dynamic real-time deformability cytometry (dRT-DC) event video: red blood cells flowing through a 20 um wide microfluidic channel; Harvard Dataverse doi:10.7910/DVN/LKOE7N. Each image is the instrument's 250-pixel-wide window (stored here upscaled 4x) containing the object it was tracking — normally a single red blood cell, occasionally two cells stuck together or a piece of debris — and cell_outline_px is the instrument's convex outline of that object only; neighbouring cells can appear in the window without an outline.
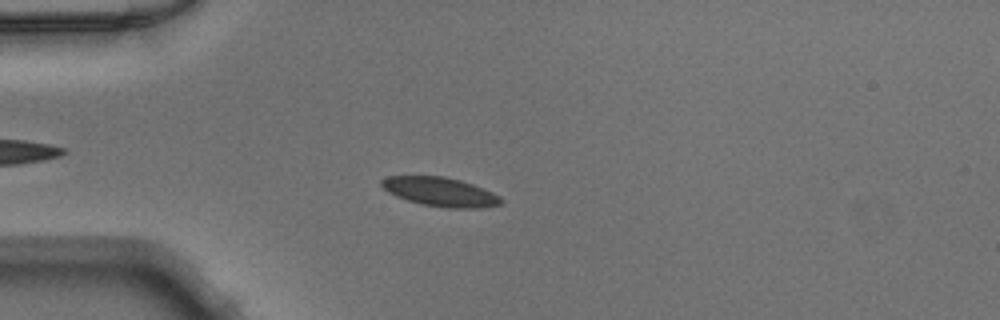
{"species": "Egyptian fruit bat (a non-hibernating species)", "species_latin": "Rousettus aegyptiacus", "temperature_condition": "warm", "stored_images_in_passage": 49, "camera_frame_rate_fps": 3000, "um_per_image_px": 0.085, "animal": {"sex": "male"}, "frame": {"image": 1, "passage_image": 13, "time_ms": 4.0, "image_size_px": [1000, 320], "cell_outline_px": [[504, 200], [500, 204], [480, 208], [448, 208], [420, 204], [396, 196], [388, 192], [380, 184], [380, 180], [388, 176], [444, 176], [460, 180], [472, 184], [492, 192], [500, 196]], "centroid_in_image_um": [37.41, 16.31], "position_along_channel_um": 47.6, "area_um2": 20.17}}
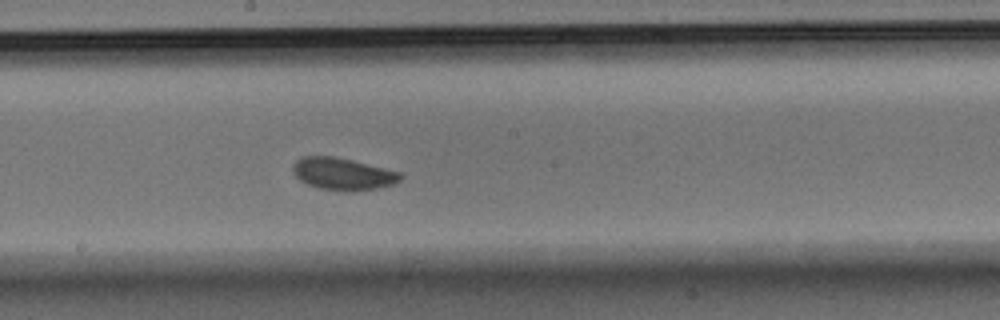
{"frame": {"image": 2, "passage_image": 27, "time_ms": 8.667, "image_size_px": [1000, 320], "cell_outline_px": [[404, 176], [400, 180], [392, 184], [376, 188], [352, 192], [340, 192], [320, 188], [308, 184], [300, 180], [296, 176], [292, 168], [296, 160], [304, 156], [332, 156], [352, 160], [400, 172]], "centroid_in_image_um": [29.14, 14.79], "position_along_channel_um": 219.1, "area_um2": 20.11}}
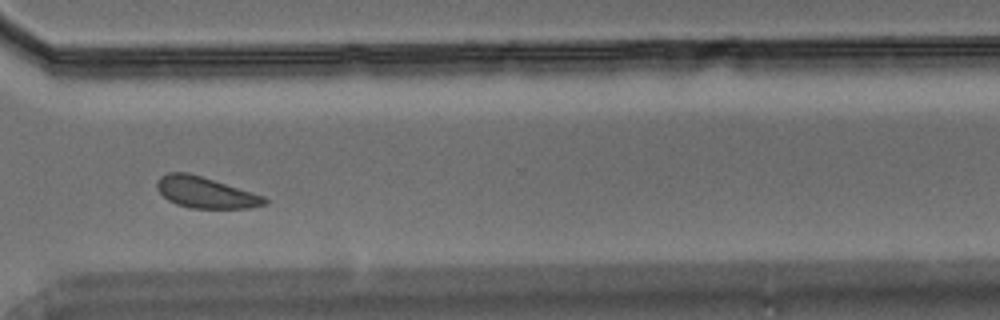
{"frame": {"image": 3, "passage_image": 37, "time_ms": 12.0, "image_size_px": [1000, 320], "cell_outline_px": [[268, 204], [248, 208], [192, 208], [176, 204], [168, 200], [156, 188], [156, 180], [160, 176], [168, 172], [188, 172], [264, 196], [268, 200]], "centroid_in_image_um": [17.44, 16.36], "position_along_channel_um": 353.2, "area_um2": 19.42}}